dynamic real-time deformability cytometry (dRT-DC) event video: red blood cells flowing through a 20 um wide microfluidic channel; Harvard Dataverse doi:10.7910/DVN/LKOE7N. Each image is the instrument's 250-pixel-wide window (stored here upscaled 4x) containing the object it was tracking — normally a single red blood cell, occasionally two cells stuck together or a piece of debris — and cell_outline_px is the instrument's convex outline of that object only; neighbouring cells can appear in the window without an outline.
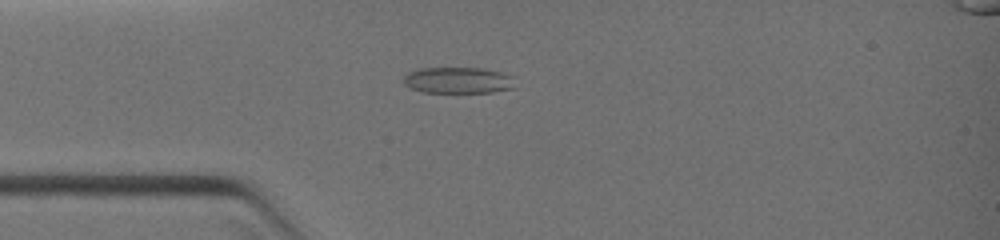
{"species": "common noctule bat (a hibernating species)", "species_latin": "Nyctalus noctula", "temperature_condition": "warm", "stored_images_in_passage": 34, "camera_frame_rate_fps": 3000, "um_per_image_px": 0.085, "animal": {"sex": "female", "body_mass_g": 19.0, "forearm_length_mm": 51.5}, "frame": {"image": 1, "passage_image": 5, "time_ms": 2.667, "image_size_px": [1000, 240], "cell_outline_px": [[520, 88], [492, 92], [424, 92], [412, 88], [404, 84], [404, 76], [408, 72], [420, 68], [484, 68], [504, 72], [516, 76]], "centroid_in_image_um": [39.11, 6.82], "position_along_channel_um": 45.9, "area_um2": 17.63}}
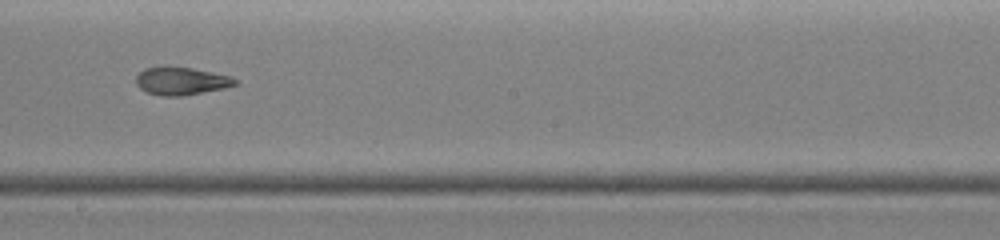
{"frame": {"image": 2, "passage_image": 17, "time_ms": 6.333, "image_size_px": [1000, 240], "cell_outline_px": [[240, 84], [224, 88], [184, 96], [160, 96], [148, 92], [140, 88], [136, 84], [136, 76], [144, 68], [192, 68], [232, 76], [240, 80]], "centroid_in_image_um": [15.48, 6.91], "position_along_channel_um": 232.7, "area_um2": 15.95}}
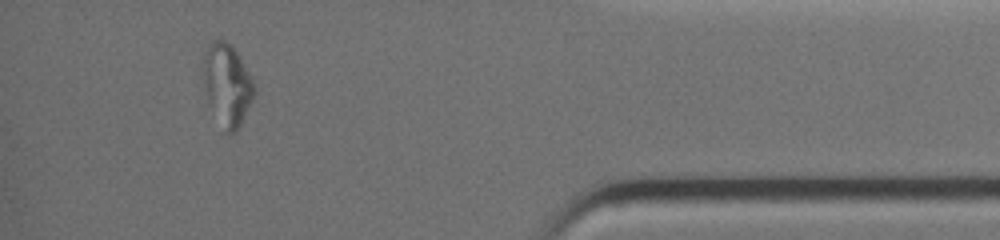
{"frame": {"image": 3, "passage_image": 30, "time_ms": 10.333, "image_size_px": [1000, 240], "cell_outline_px": [[256, 92], [240, 124], [232, 132], [228, 132], [208, 100], [204, 80], [204, 56], [208, 48], [216, 40], [224, 40], [236, 52], [252, 80], [256, 88]], "centroid_in_image_um": [19.34, 7.16], "position_along_channel_um": 415.9, "area_um2": 22.66}}